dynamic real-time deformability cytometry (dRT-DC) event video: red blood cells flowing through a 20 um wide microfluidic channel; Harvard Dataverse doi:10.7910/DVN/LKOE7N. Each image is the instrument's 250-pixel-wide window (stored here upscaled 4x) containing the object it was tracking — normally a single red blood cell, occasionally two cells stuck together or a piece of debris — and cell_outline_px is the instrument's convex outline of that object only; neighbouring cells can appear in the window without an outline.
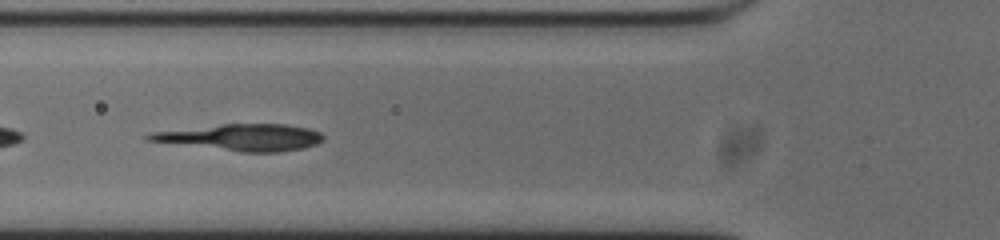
{"species": "common noctule bat (a hibernating species)", "species_latin": "Nyctalus noctula", "temperature_condition": "cold", "stored_images_in_passage": 54, "camera_frame_rate_fps": 3000, "um_per_image_px": 0.085, "animal": {"sex": "male", "body_mass_g": 20.0, "forearm_length_mm": 53.3}, "frame": {"image": 1, "passage_image": 18, "time_ms": 5.667, "image_size_px": [1000, 240], "cell_outline_px": [[324, 140], [316, 144], [304, 148], [280, 152], [244, 152], [148, 140], [144, 136], [152, 132], [220, 124], [284, 124], [308, 128], [320, 132], [324, 136]], "centroid_in_image_um": [20.61, 11.67], "position_along_channel_um": 105.2, "area_um2": 26.7}}
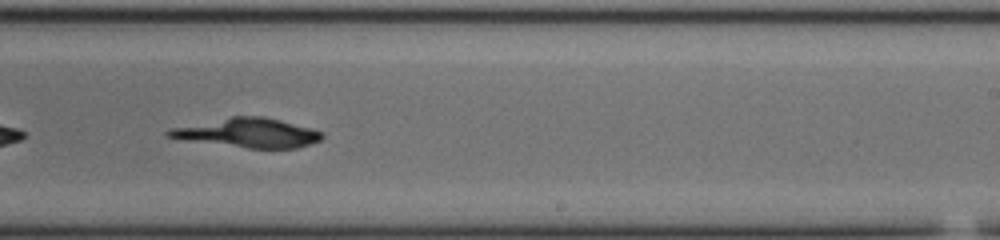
{"frame": {"image": 2, "passage_image": 31, "time_ms": 10.0, "image_size_px": [1000, 240], "cell_outline_px": [[324, 136], [320, 140], [296, 148], [248, 148], [188, 140], [164, 136], [164, 132], [168, 128], [232, 116], [264, 116], [280, 120], [308, 128], [320, 132]], "centroid_in_image_um": [21.0, 11.28], "position_along_channel_um": 268.0, "area_um2": 25.78}}
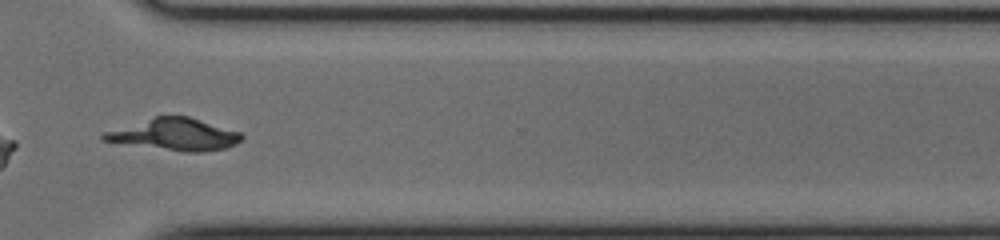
{"frame": {"image": 3, "passage_image": 38, "time_ms": 12.333, "image_size_px": [1000, 240], "cell_outline_px": [[244, 136], [240, 140], [224, 148], [204, 152], [184, 152], [100, 140], [100, 136], [104, 132], [156, 116], [188, 116], [240, 132]], "centroid_in_image_um": [14.83, 11.43], "position_along_channel_um": 355.8, "area_um2": 25.14}}